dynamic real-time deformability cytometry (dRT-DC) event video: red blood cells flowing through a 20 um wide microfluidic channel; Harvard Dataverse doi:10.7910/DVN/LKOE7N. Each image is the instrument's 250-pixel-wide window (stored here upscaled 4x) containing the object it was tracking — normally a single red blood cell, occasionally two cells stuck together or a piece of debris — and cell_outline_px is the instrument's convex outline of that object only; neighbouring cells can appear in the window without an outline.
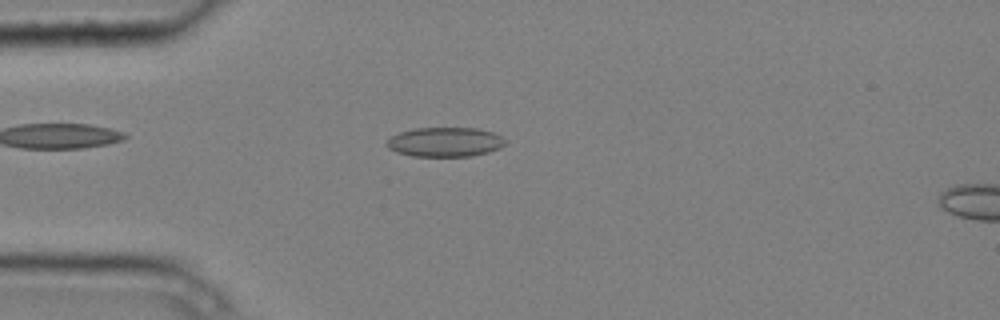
{"species": "common noctule bat (a hibernating species)", "species_latin": "Nyctalus noctula", "temperature_condition": "cold", "stored_images_in_passage": 5, "camera_frame_rate_fps": 3000, "um_per_image_px": 0.085, "animal": {"sex": "male", "body_mass_g": 20.4}, "frame": {"image": 1, "passage_image": 3, "time_ms": 0.667, "image_size_px": [1000, 320], "cell_outline_px": [[508, 140], [500, 148], [488, 152], [472, 156], [412, 156], [396, 152], [388, 148], [384, 144], [392, 136], [400, 132], [416, 128], [476, 128], [492, 132]], "centroid_in_image_um": [37.82, 12.07], "position_along_channel_um": 47.2, "area_um2": 20.35}}
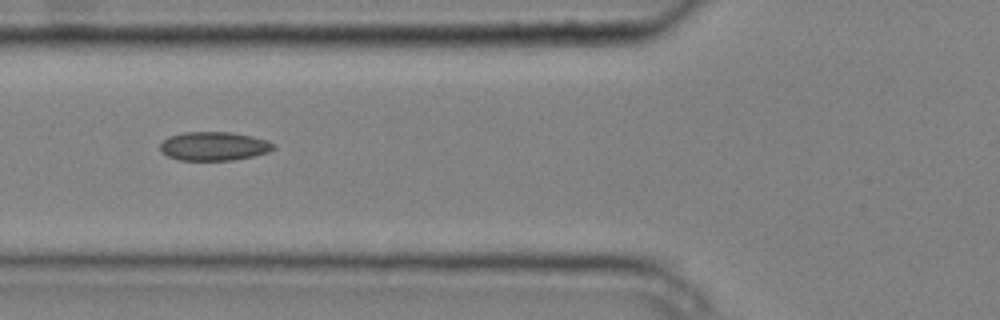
{"frame": {"image": 2, "passage_image": 5, "time_ms": 1.333, "image_size_px": [1000, 320], "cell_outline_px": [[276, 148], [268, 152], [252, 156], [232, 160], [180, 160], [168, 156], [160, 148], [160, 144], [168, 136], [184, 132], [232, 132], [252, 136], [268, 140], [276, 144]], "centroid_in_image_um": [18.22, 12.41], "position_along_channel_um": 107.6, "area_um2": 19.02}}